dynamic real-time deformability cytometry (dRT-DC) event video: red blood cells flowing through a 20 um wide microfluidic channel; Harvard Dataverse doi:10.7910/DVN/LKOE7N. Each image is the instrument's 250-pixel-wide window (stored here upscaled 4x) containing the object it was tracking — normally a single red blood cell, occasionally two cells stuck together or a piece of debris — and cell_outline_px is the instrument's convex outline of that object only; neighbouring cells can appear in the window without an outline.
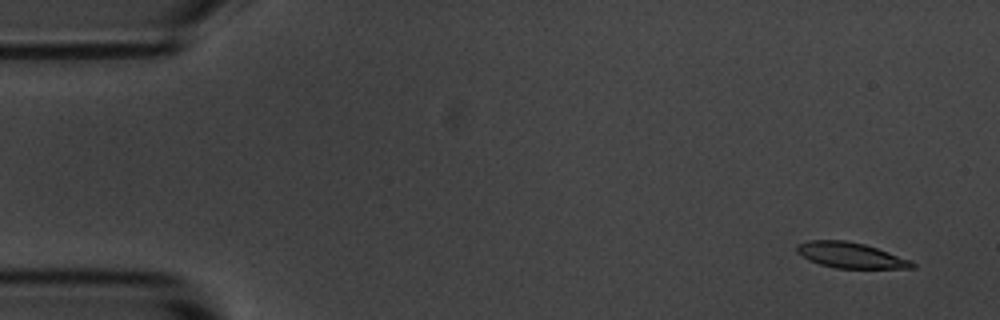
{"species": "common noctule bat (a hibernating species)", "species_latin": "Nyctalus noctula", "temperature_condition": "room temperature", "stored_images_in_passage": 5, "camera_frame_rate_fps": 3000, "um_per_image_px": 0.085, "animal": {"sex": "male", "body_mass_g": 20.1, "forearm_length_mm": 53.5}, "frame": {"image": 1, "passage_image": 1, "time_ms": 0.0, "image_size_px": [1000, 320], "cell_outline_px": [[916, 268], [836, 268], [820, 264], [808, 260], [796, 252], [796, 244], [808, 240], [844, 240], [864, 244], [912, 260], [916, 264]], "centroid_in_image_um": [72.28, 21.69], "position_along_channel_um": 12.7, "area_um2": 17.22}}
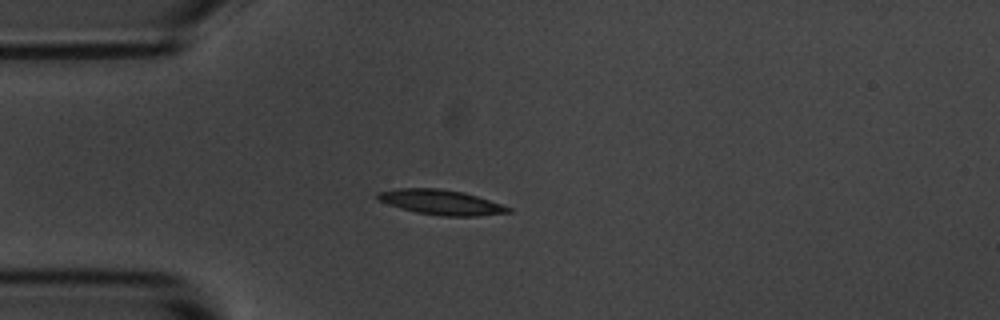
{"frame": {"image": 2, "passage_image": 4, "time_ms": 3.667, "image_size_px": [1000, 320], "cell_outline_px": [[512, 212], [476, 216], [440, 216], [416, 212], [400, 208], [376, 200], [376, 192], [396, 188], [440, 188], [464, 192], [512, 208]], "centroid_in_image_um": [37.43, 17.18], "position_along_channel_um": 47.6, "area_um2": 19.07}}